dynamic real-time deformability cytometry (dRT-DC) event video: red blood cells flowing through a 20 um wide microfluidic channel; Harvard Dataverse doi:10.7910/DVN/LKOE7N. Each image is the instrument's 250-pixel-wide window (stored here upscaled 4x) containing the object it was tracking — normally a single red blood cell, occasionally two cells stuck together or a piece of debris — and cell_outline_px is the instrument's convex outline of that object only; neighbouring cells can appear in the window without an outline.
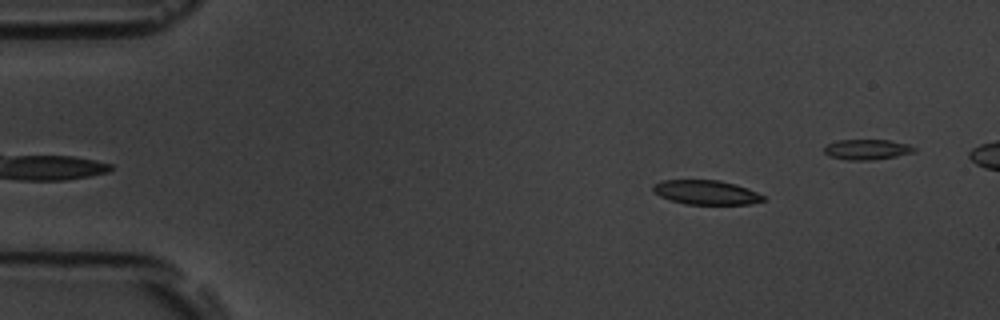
{"species": "common noctule bat (a hibernating species)", "species_latin": "Nyctalus noctula", "temperature_condition": "room temperature", "stored_images_in_passage": 44, "camera_frame_rate_fps": 3000, "um_per_image_px": 0.085, "animal": {"sex": "male", "body_mass_g": 19.5, "forearm_length_mm": 54.6}, "frame": {"image": 1, "passage_image": 8, "time_ms": 2.333, "image_size_px": [1000, 320], "cell_outline_px": [[764, 200], [748, 204], [684, 204], [660, 196], [652, 192], [652, 184], [660, 180], [720, 180], [736, 184], [748, 188], [764, 196]], "centroid_in_image_um": [59.97, 16.34], "position_along_channel_um": 25.0, "area_um2": 15.66}}
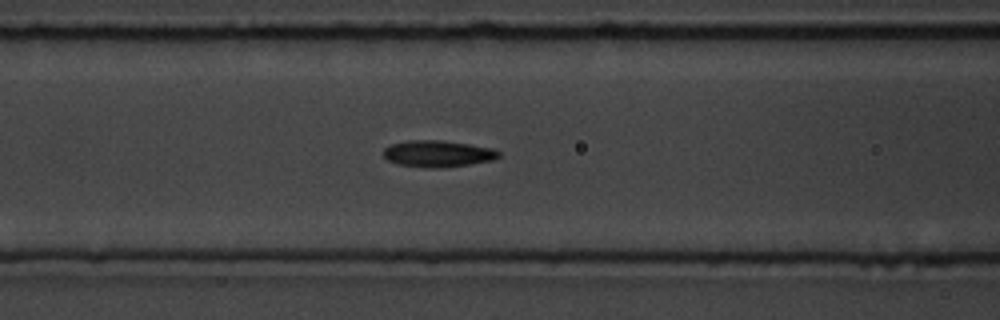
{"frame": {"image": 2, "passage_image": 22, "time_ms": 7.0, "image_size_px": [1000, 320], "cell_outline_px": [[500, 156], [492, 160], [468, 164], [436, 168], [428, 168], [400, 164], [388, 160], [384, 156], [384, 148], [392, 144], [408, 140], [444, 140], [492, 148], [500, 152]], "centroid_in_image_um": [37.21, 13.05], "position_along_channel_um": 129.4, "area_um2": 17.63}}
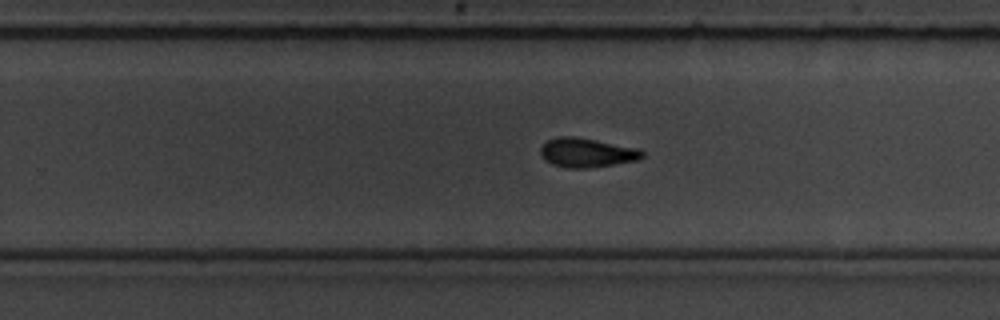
{"frame": {"image": 3, "passage_image": 34, "time_ms": 11.0, "image_size_px": [1000, 320], "cell_outline_px": [[644, 156], [636, 160], [588, 168], [568, 168], [552, 164], [544, 160], [540, 152], [540, 148], [548, 140], [556, 136], [572, 136], [596, 140], [640, 148], [644, 152]], "centroid_in_image_um": [49.86, 12.97], "position_along_channel_um": 279.9, "area_um2": 17.28}}